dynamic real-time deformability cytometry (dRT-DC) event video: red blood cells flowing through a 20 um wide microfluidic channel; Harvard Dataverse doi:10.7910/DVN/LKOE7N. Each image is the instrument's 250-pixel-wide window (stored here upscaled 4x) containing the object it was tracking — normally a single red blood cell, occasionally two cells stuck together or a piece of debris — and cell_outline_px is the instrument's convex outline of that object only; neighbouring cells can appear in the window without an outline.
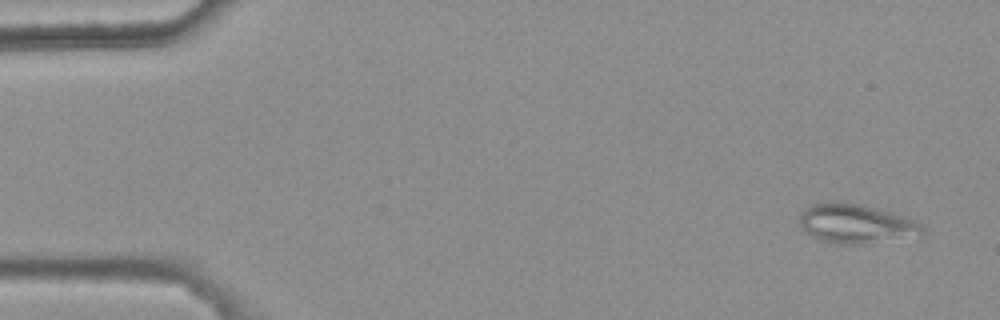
{"species": "common noctule bat (a hibernating species)", "species_latin": "Nyctalus noctula", "temperature_condition": "warm", "stored_images_in_passage": 5, "camera_frame_rate_fps": 3000, "um_per_image_px": 0.085, "animal": {"sex": "female", "body_mass_g": 25.1}, "frame": {"image": 1, "passage_image": 1, "time_ms": 0.0, "image_size_px": [1000, 320], "cell_outline_px": [[924, 236], [920, 240], [868, 244], [840, 244], [820, 240], [812, 236], [800, 224], [800, 216], [804, 208], [812, 204], [860, 204], [892, 212], [916, 220], [924, 228]], "centroid_in_image_um": [72.97, 19.09], "position_along_channel_um": 12.0, "area_um2": 28.55}}